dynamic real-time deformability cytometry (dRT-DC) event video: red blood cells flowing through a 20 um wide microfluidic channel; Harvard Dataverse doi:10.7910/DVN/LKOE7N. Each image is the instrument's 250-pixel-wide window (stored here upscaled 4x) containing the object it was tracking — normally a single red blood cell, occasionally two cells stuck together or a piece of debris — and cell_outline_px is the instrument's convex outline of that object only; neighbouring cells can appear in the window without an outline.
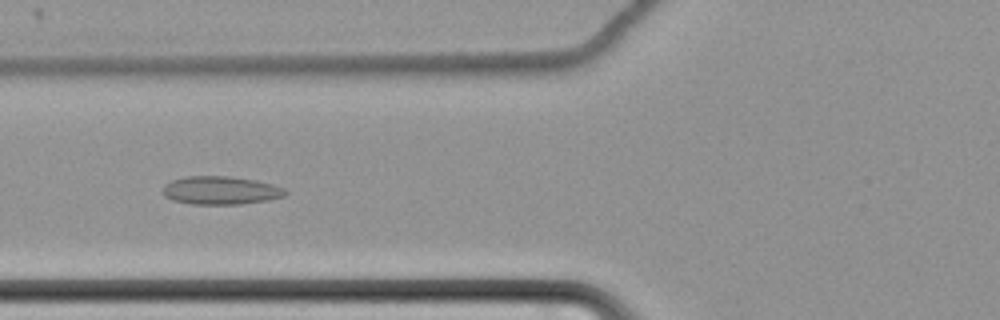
{"species": "common noctule bat (a hibernating species)", "species_latin": "Nyctalus noctula", "temperature_condition": "cold", "stored_images_in_passage": 55, "camera_frame_rate_fps": 3000, "um_per_image_px": 0.085, "animal": {"sex": "female", "body_mass_g": 22.7, "forearm_length_mm": 54.2}, "frame": {"image": 1, "passage_image": 19, "time_ms": 6.0, "image_size_px": [1000, 320], "cell_outline_px": [[288, 192], [284, 196], [268, 200], [240, 204], [192, 204], [172, 200], [164, 196], [164, 184], [172, 180], [188, 176], [228, 176], [256, 180], [272, 184], [284, 188]], "centroid_in_image_um": [18.76, 16.18], "position_along_channel_um": 107.0, "area_um2": 20.11}}
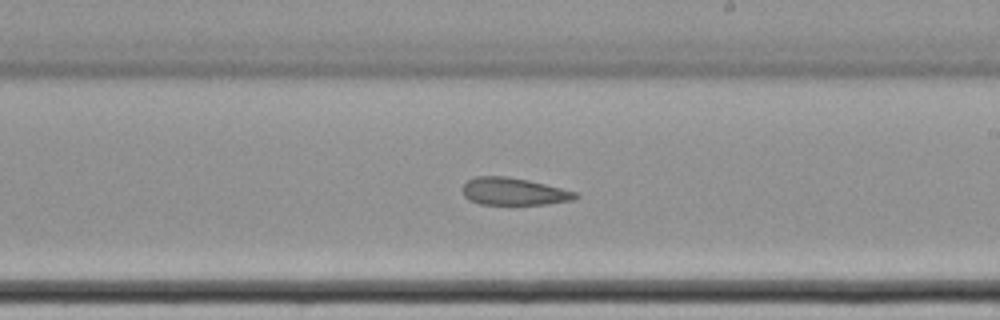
{"frame": {"image": 2, "passage_image": 31, "time_ms": 10.0, "image_size_px": [1000, 320], "cell_outline_px": [[580, 196], [572, 200], [548, 204], [480, 204], [468, 200], [464, 196], [460, 188], [468, 180], [476, 176], [508, 176], [528, 180], [576, 192]], "centroid_in_image_um": [43.62, 16.27], "position_along_channel_um": 245.4, "area_um2": 18.03}}
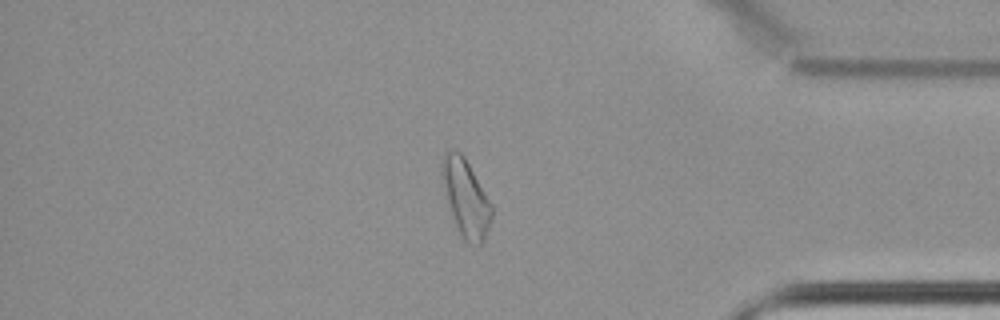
{"frame": {"image": 3, "passage_image": 46, "time_ms": 15.0, "image_size_px": [1000, 320], "cell_outline_px": [[492, 220], [484, 240], [480, 244], [468, 244], [464, 240], [456, 224], [440, 176], [440, 160], [444, 152], [448, 148], [452, 148], [460, 152], [464, 156], [492, 204]], "centroid_in_image_um": [39.58, 16.76], "position_along_channel_um": 395.6, "area_um2": 22.31}, "authors_computed_cell_mechanics": {"area_um2": 20.8658, "velocity_mm_per_s": 3.463, "shape_relaxation_time_tau1_ms": null, "shape_relaxation_time_tau2_ms": 3.4038, "deformation_change_tau1": null, "deformation_change_tau2": 0.1137}}